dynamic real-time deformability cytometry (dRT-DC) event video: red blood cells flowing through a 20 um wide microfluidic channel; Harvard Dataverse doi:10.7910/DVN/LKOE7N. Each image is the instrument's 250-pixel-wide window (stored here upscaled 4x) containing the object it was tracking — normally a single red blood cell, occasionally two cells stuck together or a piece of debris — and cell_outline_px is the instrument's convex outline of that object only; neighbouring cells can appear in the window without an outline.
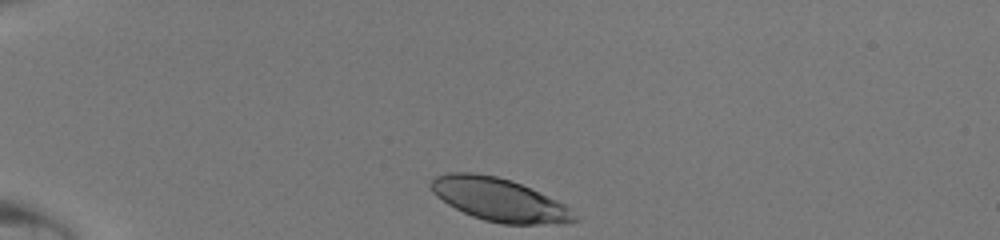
{"species": "human", "species_latin": "Homo sapiens", "temperature_condition": "room temperature", "stored_images_in_passage": 31, "camera_frame_rate_fps": 3000, "um_per_image_px": 0.085, "donor": {"sex": "male"}, "frame": {"image": 1, "passage_image": 1, "time_ms": 0.0, "image_size_px": [1000, 240], "cell_outline_px": [[580, 220], [568, 224], [504, 224], [484, 220], [472, 216], [448, 204], [436, 196], [432, 192], [428, 184], [436, 176], [448, 172], [472, 172], [496, 176], [512, 180], [556, 200], [564, 204]], "centroid_in_image_um": [42.42, 16.97], "position_along_channel_um": 42.6, "area_um2": 35.95}}
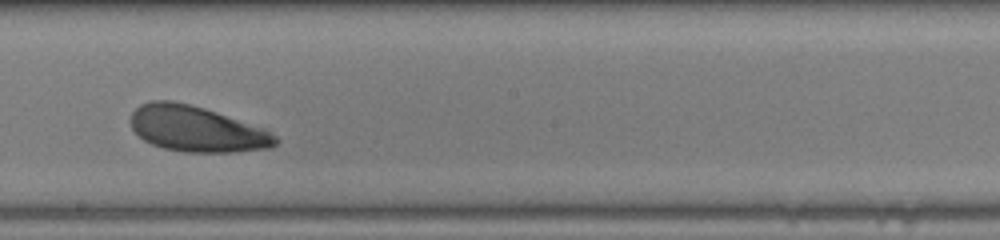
{"frame": {"image": 2, "passage_image": 18, "time_ms": 5.667, "image_size_px": [1000, 240], "cell_outline_px": [[280, 140], [272, 148], [232, 152], [184, 152], [164, 148], [152, 144], [144, 140], [132, 128], [132, 112], [140, 104], [152, 100], [172, 100], [204, 108], [264, 128], [276, 136]], "centroid_in_image_um": [16.73, 10.96], "position_along_channel_um": 231.5, "area_um2": 38.38}}
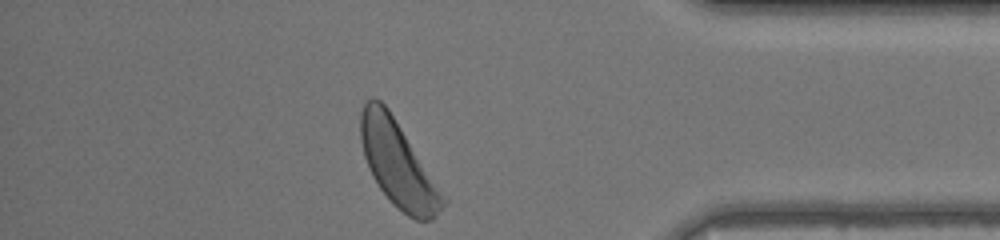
{"frame": {"image": 3, "passage_image": 31, "time_ms": 10.0, "image_size_px": [1000, 240], "cell_outline_px": [[448, 200], [436, 216], [432, 220], [416, 220], [408, 216], [396, 208], [392, 204], [380, 188], [372, 176], [364, 156], [360, 140], [360, 112], [364, 104], [372, 96], [380, 100], [388, 108], [448, 196]], "centroid_in_image_um": [33.87, 13.97], "position_along_channel_um": 401.3, "area_um2": 41.62}}